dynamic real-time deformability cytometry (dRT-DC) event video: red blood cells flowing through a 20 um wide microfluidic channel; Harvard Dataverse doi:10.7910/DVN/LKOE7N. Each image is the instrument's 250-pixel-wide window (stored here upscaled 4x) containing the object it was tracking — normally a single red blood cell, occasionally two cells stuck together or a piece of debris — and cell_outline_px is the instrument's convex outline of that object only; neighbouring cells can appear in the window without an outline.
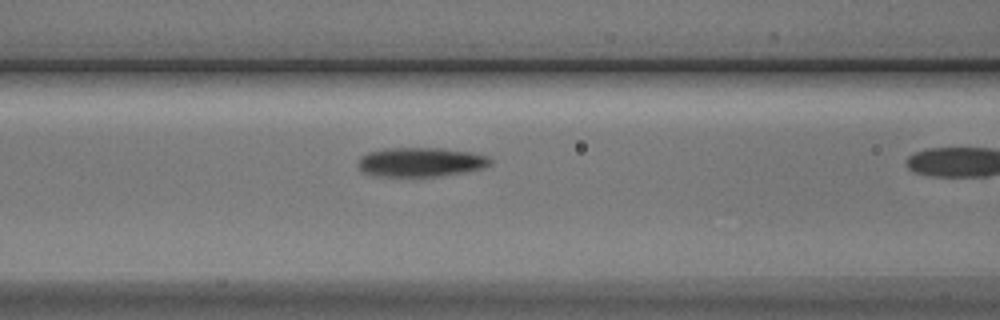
{"species": "Egyptian fruit bat (a non-hibernating species)", "species_latin": "Rousettus aegyptiacus", "temperature_condition": "cold", "stored_images_in_passage": 8, "segment_of_instrument_passage": [1, 2], "camera_frame_rate_fps": 3000, "um_per_image_px": 0.085, "animal": {"sex": "male"}, "frame": {"image": 1, "passage_image": 6, "time_ms": 6.667, "image_size_px": [1000, 320], "cell_outline_px": [[492, 164], [484, 168], [468, 172], [440, 176], [372, 176], [364, 172], [356, 164], [360, 156], [368, 152], [384, 148], [440, 148], [472, 152], [488, 156], [492, 160]], "centroid_in_image_um": [35.77, 13.78], "position_along_channel_um": 130.8, "area_um2": 22.89}}